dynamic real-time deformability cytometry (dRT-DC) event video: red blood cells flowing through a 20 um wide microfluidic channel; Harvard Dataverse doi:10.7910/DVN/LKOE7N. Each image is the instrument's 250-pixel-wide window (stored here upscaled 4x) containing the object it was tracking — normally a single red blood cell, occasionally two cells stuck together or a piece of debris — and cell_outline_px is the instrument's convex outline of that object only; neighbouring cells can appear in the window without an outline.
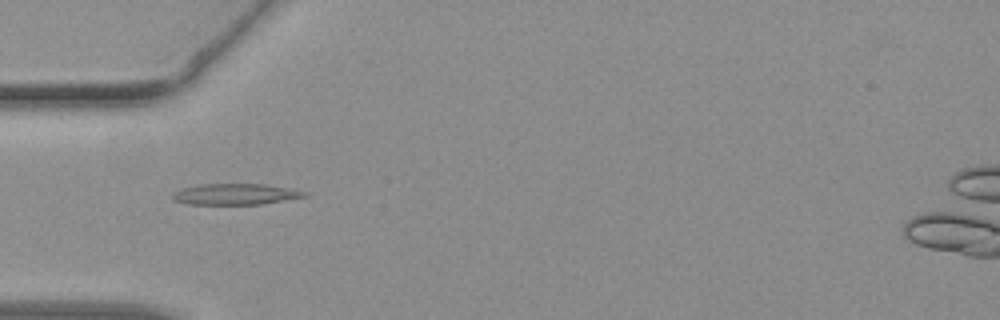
{"species": "common noctule bat (a hibernating species)", "species_latin": "Nyctalus noctula", "temperature_condition": "warm", "stored_images_in_passage": 41, "camera_frame_rate_fps": 3000, "um_per_image_px": 0.085, "animal": {"sex": "female", "body_mass_g": 19.3, "forearm_length_mm": 54.1}, "frame": {"image": 1, "passage_image": 11, "time_ms": 3.333, "image_size_px": [1000, 320], "cell_outline_px": [[308, 196], [260, 204], [188, 204], [172, 200], [172, 192], [184, 188], [200, 184], [264, 184], [288, 188], [308, 192]], "centroid_in_image_um": [19.98, 16.5], "position_along_channel_um": 65.0, "area_um2": 16.07}}
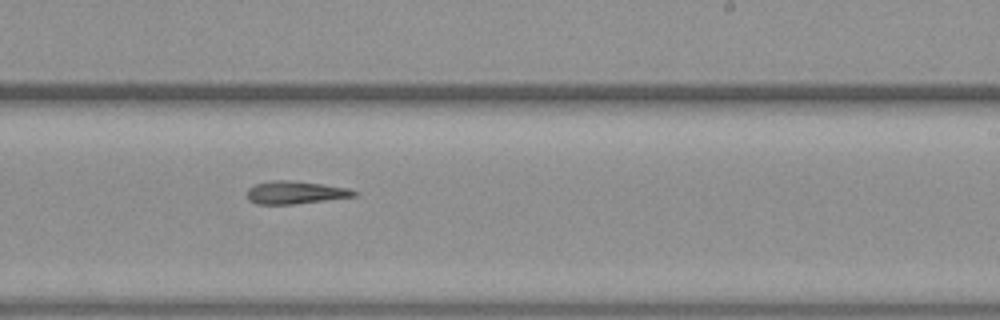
{"frame": {"image": 2, "passage_image": 24, "time_ms": 7.667, "image_size_px": [1000, 320], "cell_outline_px": [[356, 196], [296, 204], [256, 204], [248, 200], [248, 188], [256, 184], [272, 180], [288, 180], [324, 184], [348, 188], [356, 192]], "centroid_in_image_um": [25.09, 16.36], "position_along_channel_um": 263.9, "area_um2": 14.16}}
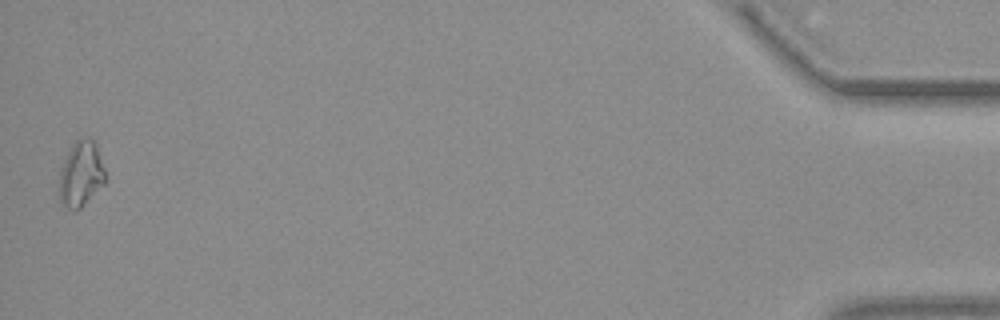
{"frame": {"image": 3, "passage_image": 41, "time_ms": 13.333, "image_size_px": [1000, 320], "cell_outline_px": [[108, 180], [80, 208], [68, 208], [60, 200], [60, 168], [72, 144], [76, 140], [92, 140], [96, 144]], "centroid_in_image_um": [6.91, 14.79], "position_along_channel_um": 428.3, "area_um2": 17.11}}